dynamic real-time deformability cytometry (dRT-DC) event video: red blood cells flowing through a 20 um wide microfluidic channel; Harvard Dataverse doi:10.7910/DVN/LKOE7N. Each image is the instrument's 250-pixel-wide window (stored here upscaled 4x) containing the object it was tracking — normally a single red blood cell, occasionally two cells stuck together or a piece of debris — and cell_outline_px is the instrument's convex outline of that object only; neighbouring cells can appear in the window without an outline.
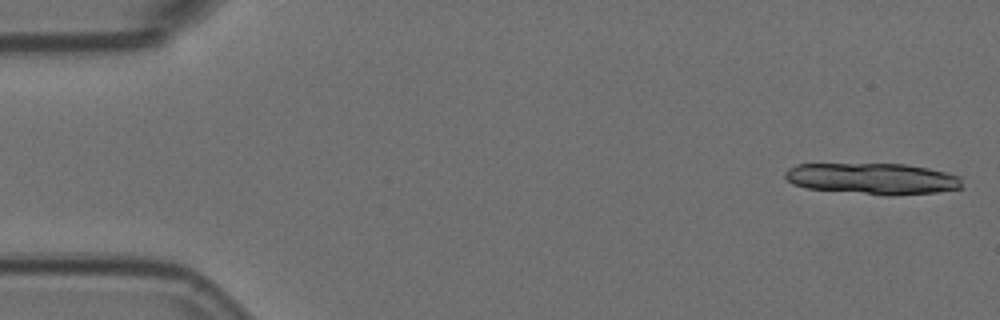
{"species": "Egyptian fruit bat (a non-hibernating species)", "species_latin": "Rousettus aegyptiacus", "temperature_condition": "room temperature", "stored_images_in_passage": 4, "camera_frame_rate_fps": 3000, "um_per_image_px": 0.085, "animal": {"sex": "female"}, "frame": {"image": 1, "passage_image": 1, "time_ms": 0.0, "image_size_px": [1000, 320], "cell_outline_px": [[960, 188], [936, 192], [892, 196], [888, 196], [808, 188], [792, 184], [784, 176], [784, 172], [788, 168], [796, 164], [904, 164], [928, 168], [960, 176]], "centroid_in_image_um": [74.14, 15.19], "position_along_channel_um": 10.9, "area_um2": 32.14}}